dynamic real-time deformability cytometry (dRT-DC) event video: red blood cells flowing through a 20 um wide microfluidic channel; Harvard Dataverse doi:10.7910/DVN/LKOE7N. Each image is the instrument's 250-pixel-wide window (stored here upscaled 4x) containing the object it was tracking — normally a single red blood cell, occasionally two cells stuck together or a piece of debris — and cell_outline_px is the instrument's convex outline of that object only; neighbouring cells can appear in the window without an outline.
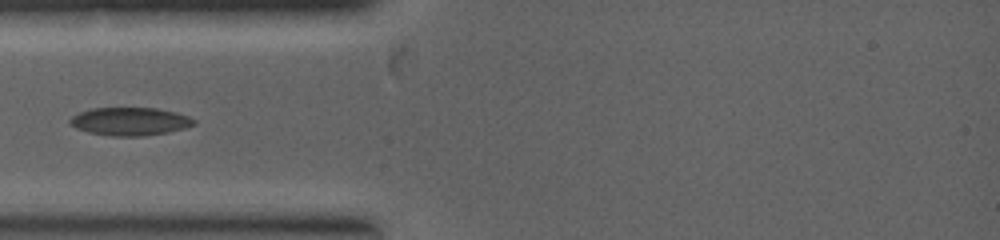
{"species": "common noctule bat (a hibernating species)", "species_latin": "Nyctalus noctula", "temperature_condition": "warm", "stored_images_in_passage": 1, "camera_frame_rate_fps": 5000, "um_per_image_px": 0.085, "animal": {"sex": "female", "body_mass_g": 19.0, "forearm_length_mm": 53.3}, "frame": {"image": 1, "passage_image": 1, "time_ms": 0.0, "image_size_px": [1000, 240], "cell_outline_px": [[196, 124], [184, 128], [168, 132], [144, 136], [112, 136], [88, 132], [76, 128], [68, 124], [68, 120], [72, 116], [80, 112], [92, 108], [156, 108], [176, 112], [188, 116], [196, 120]], "centroid_in_image_um": [11.04, 10.32], "position_along_channel_um": 74.0, "area_um2": 20.35}}